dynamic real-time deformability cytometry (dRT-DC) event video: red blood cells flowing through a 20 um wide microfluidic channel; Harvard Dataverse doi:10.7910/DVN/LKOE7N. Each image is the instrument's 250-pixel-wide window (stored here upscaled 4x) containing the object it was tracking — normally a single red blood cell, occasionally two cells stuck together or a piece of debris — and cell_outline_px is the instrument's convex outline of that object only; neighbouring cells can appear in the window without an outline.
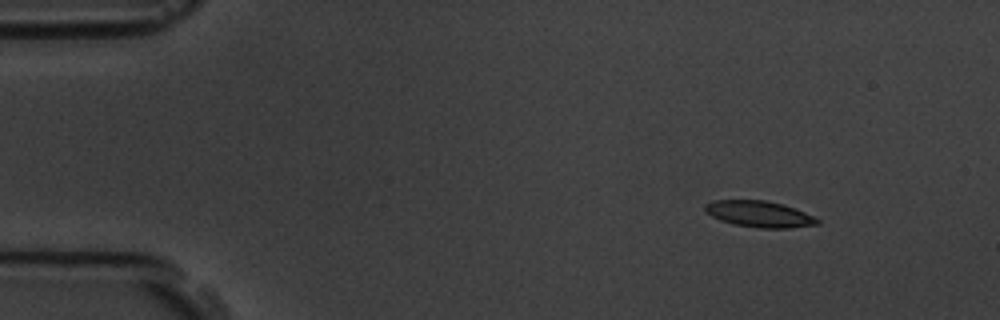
{"species": "common noctule bat (a hibernating species)", "species_latin": "Nyctalus noctula", "temperature_condition": "room temperature", "stored_images_in_passage": 7, "camera_frame_rate_fps": 3000, "um_per_image_px": 0.085, "animal": {"sex": "male", "body_mass_g": 19.5, "forearm_length_mm": 54.6}, "frame": {"image": 1, "passage_image": 2, "time_ms": 1.0, "image_size_px": [1000, 320], "cell_outline_px": [[820, 224], [788, 228], [760, 228], [732, 224], [720, 220], [704, 212], [704, 204], [712, 200], [764, 200], [780, 204], [804, 212], [820, 220]], "centroid_in_image_um": [64.48, 18.2], "position_along_channel_um": 20.5, "area_um2": 17.11}}
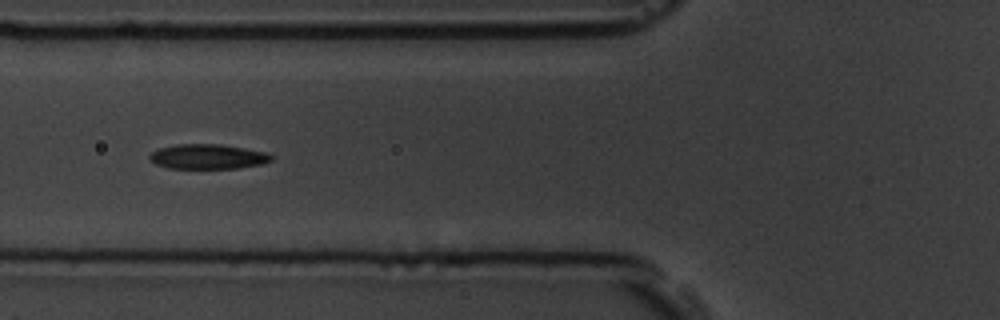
{"frame": {"image": 2, "passage_image": 6, "time_ms": 5.667, "image_size_px": [1000, 320], "cell_outline_px": [[272, 160], [260, 164], [236, 168], [168, 168], [156, 164], [148, 160], [148, 156], [152, 152], [160, 148], [176, 144], [220, 144], [268, 152], [272, 156]], "centroid_in_image_um": [17.64, 13.3], "position_along_channel_um": 108.2, "area_um2": 17.57}}
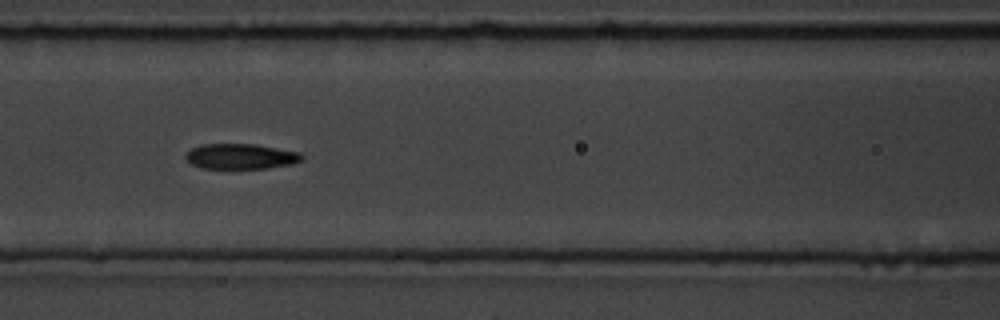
{"frame": {"image": 3, "passage_image": 7, "time_ms": 6.667, "image_size_px": [1000, 320], "cell_outline_px": [[304, 156], [300, 160], [292, 164], [268, 168], [200, 168], [192, 164], [184, 156], [192, 148], [200, 144], [256, 144], [300, 152]], "centroid_in_image_um": [20.47, 13.29], "position_along_channel_um": 146.1, "area_um2": 17.11}}